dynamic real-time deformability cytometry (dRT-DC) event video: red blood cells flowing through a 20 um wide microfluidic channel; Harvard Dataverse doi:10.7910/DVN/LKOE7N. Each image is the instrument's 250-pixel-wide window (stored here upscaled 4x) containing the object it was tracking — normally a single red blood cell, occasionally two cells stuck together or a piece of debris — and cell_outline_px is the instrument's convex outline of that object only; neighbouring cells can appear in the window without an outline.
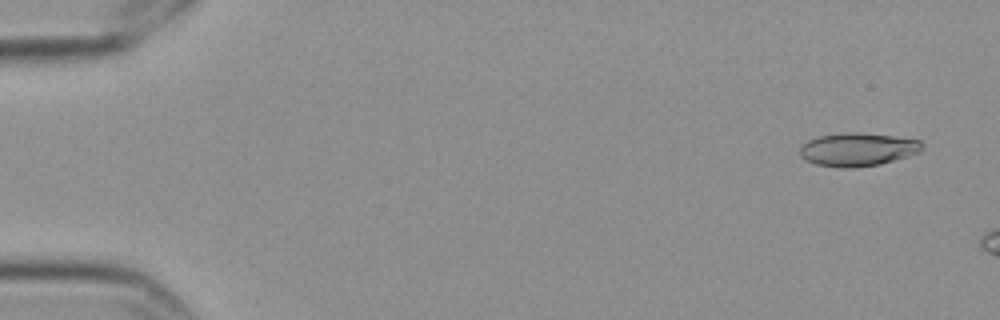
{"species": "Egyptian fruit bat (a non-hibernating species)", "species_latin": "Rousettus aegyptiacus", "temperature_condition": "cold", "stored_images_in_passage": 3, "camera_frame_rate_fps": 3000, "um_per_image_px": 0.085, "frame": {"image": 1, "passage_image": 1, "time_ms": 0.0, "image_size_px": [1000, 320], "cell_outline_px": [[924, 144], [920, 152], [908, 156], [880, 164], [852, 168], [840, 168], [816, 164], [804, 160], [800, 156], [800, 148], [808, 140], [820, 136], [844, 132], [860, 132], [892, 136], [920, 140]], "centroid_in_image_um": [72.9, 12.7], "position_along_channel_um": 12.1, "area_um2": 23.76}}